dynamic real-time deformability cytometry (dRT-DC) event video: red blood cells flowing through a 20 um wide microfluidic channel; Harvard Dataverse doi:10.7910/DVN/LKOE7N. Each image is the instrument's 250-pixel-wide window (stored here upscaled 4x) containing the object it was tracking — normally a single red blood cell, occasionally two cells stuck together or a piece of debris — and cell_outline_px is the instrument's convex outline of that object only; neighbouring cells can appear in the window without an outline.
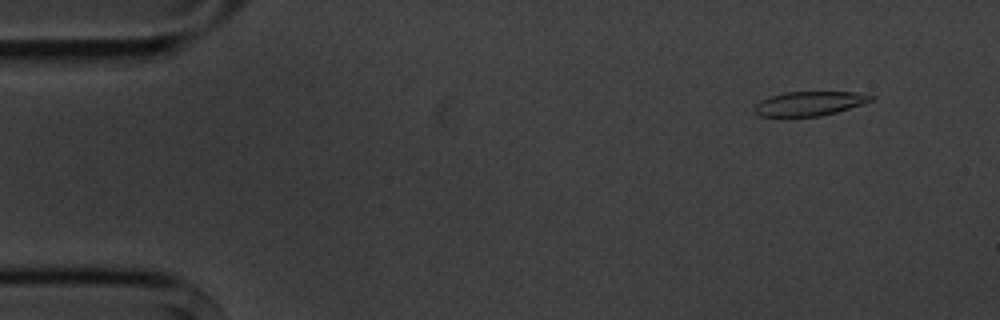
{"species": "common noctule bat (a hibernating species)", "species_latin": "Nyctalus noctula", "temperature_condition": "cold", "stored_images_in_passage": 5, "camera_frame_rate_fps": 3000, "um_per_image_px": 0.085, "animal": {"sex": "male", "body_mass_g": 20.1, "forearm_length_mm": 53.5}, "frame": {"image": 1, "passage_image": 2, "time_ms": 1.0, "image_size_px": [1000, 320], "cell_outline_px": [[876, 100], [836, 112], [820, 116], [760, 116], [756, 112], [756, 104], [760, 100], [784, 92], [856, 92], [876, 96]], "centroid_in_image_um": [68.88, 8.79], "position_along_channel_um": 16.1, "area_um2": 16.36}}
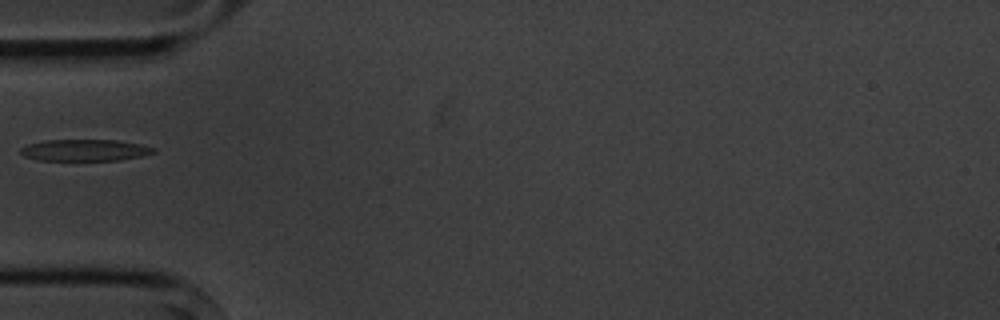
{"frame": {"image": 2, "passage_image": 5, "time_ms": 5.333, "image_size_px": [1000, 320], "cell_outline_px": [[156, 152], [144, 156], [120, 160], [36, 160], [24, 156], [20, 152], [20, 148], [28, 144], [44, 140], [116, 140], [140, 144], [156, 148]], "centroid_in_image_um": [7.23, 12.76], "position_along_channel_um": 77.8, "area_um2": 16.82}}